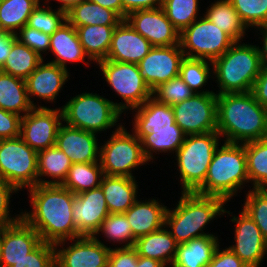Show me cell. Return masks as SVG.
Wrapping results in <instances>:
<instances>
[{
    "instance_id": "cell-26",
    "label": "cell",
    "mask_w": 267,
    "mask_h": 267,
    "mask_svg": "<svg viewBox=\"0 0 267 267\" xmlns=\"http://www.w3.org/2000/svg\"><path fill=\"white\" fill-rule=\"evenodd\" d=\"M100 187L109 213H125L137 200L138 184L135 178L104 174Z\"/></svg>"
},
{
    "instance_id": "cell-41",
    "label": "cell",
    "mask_w": 267,
    "mask_h": 267,
    "mask_svg": "<svg viewBox=\"0 0 267 267\" xmlns=\"http://www.w3.org/2000/svg\"><path fill=\"white\" fill-rule=\"evenodd\" d=\"M198 0H163L162 8L170 22L181 32L199 19Z\"/></svg>"
},
{
    "instance_id": "cell-28",
    "label": "cell",
    "mask_w": 267,
    "mask_h": 267,
    "mask_svg": "<svg viewBox=\"0 0 267 267\" xmlns=\"http://www.w3.org/2000/svg\"><path fill=\"white\" fill-rule=\"evenodd\" d=\"M218 236L205 235L178 244L172 267H206L219 245Z\"/></svg>"
},
{
    "instance_id": "cell-56",
    "label": "cell",
    "mask_w": 267,
    "mask_h": 267,
    "mask_svg": "<svg viewBox=\"0 0 267 267\" xmlns=\"http://www.w3.org/2000/svg\"><path fill=\"white\" fill-rule=\"evenodd\" d=\"M258 30L260 31V34L262 35V39H263V41H262L263 47L261 48V47L257 46L258 52L260 55L262 65H267V25L258 28L257 31Z\"/></svg>"
},
{
    "instance_id": "cell-39",
    "label": "cell",
    "mask_w": 267,
    "mask_h": 267,
    "mask_svg": "<svg viewBox=\"0 0 267 267\" xmlns=\"http://www.w3.org/2000/svg\"><path fill=\"white\" fill-rule=\"evenodd\" d=\"M210 65L212 66V61L208 62L206 59L184 57L180 64L179 76L194 93H215L207 89L198 90L213 77Z\"/></svg>"
},
{
    "instance_id": "cell-12",
    "label": "cell",
    "mask_w": 267,
    "mask_h": 267,
    "mask_svg": "<svg viewBox=\"0 0 267 267\" xmlns=\"http://www.w3.org/2000/svg\"><path fill=\"white\" fill-rule=\"evenodd\" d=\"M171 107L175 123L185 135L217 131L216 93H195L192 97Z\"/></svg>"
},
{
    "instance_id": "cell-51",
    "label": "cell",
    "mask_w": 267,
    "mask_h": 267,
    "mask_svg": "<svg viewBox=\"0 0 267 267\" xmlns=\"http://www.w3.org/2000/svg\"><path fill=\"white\" fill-rule=\"evenodd\" d=\"M206 267H248L228 247L222 251L219 246L216 248L211 262Z\"/></svg>"
},
{
    "instance_id": "cell-15",
    "label": "cell",
    "mask_w": 267,
    "mask_h": 267,
    "mask_svg": "<svg viewBox=\"0 0 267 267\" xmlns=\"http://www.w3.org/2000/svg\"><path fill=\"white\" fill-rule=\"evenodd\" d=\"M125 20L152 46L180 44V31L170 22L162 7L132 12Z\"/></svg>"
},
{
    "instance_id": "cell-16",
    "label": "cell",
    "mask_w": 267,
    "mask_h": 267,
    "mask_svg": "<svg viewBox=\"0 0 267 267\" xmlns=\"http://www.w3.org/2000/svg\"><path fill=\"white\" fill-rule=\"evenodd\" d=\"M69 247L55 248L56 267H107L111 247L97 236H80Z\"/></svg>"
},
{
    "instance_id": "cell-46",
    "label": "cell",
    "mask_w": 267,
    "mask_h": 267,
    "mask_svg": "<svg viewBox=\"0 0 267 267\" xmlns=\"http://www.w3.org/2000/svg\"><path fill=\"white\" fill-rule=\"evenodd\" d=\"M12 267H56L54 244L42 242L27 257L16 262Z\"/></svg>"
},
{
    "instance_id": "cell-29",
    "label": "cell",
    "mask_w": 267,
    "mask_h": 267,
    "mask_svg": "<svg viewBox=\"0 0 267 267\" xmlns=\"http://www.w3.org/2000/svg\"><path fill=\"white\" fill-rule=\"evenodd\" d=\"M66 19L75 28L87 25L117 26L122 21L113 10L87 0L66 9Z\"/></svg>"
},
{
    "instance_id": "cell-11",
    "label": "cell",
    "mask_w": 267,
    "mask_h": 267,
    "mask_svg": "<svg viewBox=\"0 0 267 267\" xmlns=\"http://www.w3.org/2000/svg\"><path fill=\"white\" fill-rule=\"evenodd\" d=\"M236 41L205 16L180 32V46L185 57L213 61Z\"/></svg>"
},
{
    "instance_id": "cell-31",
    "label": "cell",
    "mask_w": 267,
    "mask_h": 267,
    "mask_svg": "<svg viewBox=\"0 0 267 267\" xmlns=\"http://www.w3.org/2000/svg\"><path fill=\"white\" fill-rule=\"evenodd\" d=\"M72 163L56 145L37 152L38 184L62 185ZM47 176L53 180H45Z\"/></svg>"
},
{
    "instance_id": "cell-18",
    "label": "cell",
    "mask_w": 267,
    "mask_h": 267,
    "mask_svg": "<svg viewBox=\"0 0 267 267\" xmlns=\"http://www.w3.org/2000/svg\"><path fill=\"white\" fill-rule=\"evenodd\" d=\"M42 239L23 218L0 231L1 267H12L34 251Z\"/></svg>"
},
{
    "instance_id": "cell-35",
    "label": "cell",
    "mask_w": 267,
    "mask_h": 267,
    "mask_svg": "<svg viewBox=\"0 0 267 267\" xmlns=\"http://www.w3.org/2000/svg\"><path fill=\"white\" fill-rule=\"evenodd\" d=\"M185 136L176 123H174V129H152V133L141 140L146 159L153 161L154 152L176 153L183 144Z\"/></svg>"
},
{
    "instance_id": "cell-6",
    "label": "cell",
    "mask_w": 267,
    "mask_h": 267,
    "mask_svg": "<svg viewBox=\"0 0 267 267\" xmlns=\"http://www.w3.org/2000/svg\"><path fill=\"white\" fill-rule=\"evenodd\" d=\"M220 137L217 131L185 136L175 153L182 182L181 192H195L204 183Z\"/></svg>"
},
{
    "instance_id": "cell-50",
    "label": "cell",
    "mask_w": 267,
    "mask_h": 267,
    "mask_svg": "<svg viewBox=\"0 0 267 267\" xmlns=\"http://www.w3.org/2000/svg\"><path fill=\"white\" fill-rule=\"evenodd\" d=\"M21 116L0 108V139L20 137Z\"/></svg>"
},
{
    "instance_id": "cell-43",
    "label": "cell",
    "mask_w": 267,
    "mask_h": 267,
    "mask_svg": "<svg viewBox=\"0 0 267 267\" xmlns=\"http://www.w3.org/2000/svg\"><path fill=\"white\" fill-rule=\"evenodd\" d=\"M247 28L267 25V0H230Z\"/></svg>"
},
{
    "instance_id": "cell-42",
    "label": "cell",
    "mask_w": 267,
    "mask_h": 267,
    "mask_svg": "<svg viewBox=\"0 0 267 267\" xmlns=\"http://www.w3.org/2000/svg\"><path fill=\"white\" fill-rule=\"evenodd\" d=\"M45 2L43 7L41 3L33 10L29 16L27 26L39 30L43 33L52 35L64 22L66 19V10L62 8H57V10H52L49 5L45 7Z\"/></svg>"
},
{
    "instance_id": "cell-57",
    "label": "cell",
    "mask_w": 267,
    "mask_h": 267,
    "mask_svg": "<svg viewBox=\"0 0 267 267\" xmlns=\"http://www.w3.org/2000/svg\"><path fill=\"white\" fill-rule=\"evenodd\" d=\"M134 267H165V266L157 260L138 256V261L137 263H134Z\"/></svg>"
},
{
    "instance_id": "cell-4",
    "label": "cell",
    "mask_w": 267,
    "mask_h": 267,
    "mask_svg": "<svg viewBox=\"0 0 267 267\" xmlns=\"http://www.w3.org/2000/svg\"><path fill=\"white\" fill-rule=\"evenodd\" d=\"M246 182L249 183L245 144L224 142L216 148L205 181L195 193L228 202Z\"/></svg>"
},
{
    "instance_id": "cell-33",
    "label": "cell",
    "mask_w": 267,
    "mask_h": 267,
    "mask_svg": "<svg viewBox=\"0 0 267 267\" xmlns=\"http://www.w3.org/2000/svg\"><path fill=\"white\" fill-rule=\"evenodd\" d=\"M42 61V57L28 46L22 44L16 38V35L12 34L11 50L0 70L14 77L26 80Z\"/></svg>"
},
{
    "instance_id": "cell-13",
    "label": "cell",
    "mask_w": 267,
    "mask_h": 267,
    "mask_svg": "<svg viewBox=\"0 0 267 267\" xmlns=\"http://www.w3.org/2000/svg\"><path fill=\"white\" fill-rule=\"evenodd\" d=\"M63 123L62 109L34 107L21 117L20 138L36 152L56 145L57 133Z\"/></svg>"
},
{
    "instance_id": "cell-49",
    "label": "cell",
    "mask_w": 267,
    "mask_h": 267,
    "mask_svg": "<svg viewBox=\"0 0 267 267\" xmlns=\"http://www.w3.org/2000/svg\"><path fill=\"white\" fill-rule=\"evenodd\" d=\"M138 261V254L133 246L111 248L107 267H134Z\"/></svg>"
},
{
    "instance_id": "cell-27",
    "label": "cell",
    "mask_w": 267,
    "mask_h": 267,
    "mask_svg": "<svg viewBox=\"0 0 267 267\" xmlns=\"http://www.w3.org/2000/svg\"><path fill=\"white\" fill-rule=\"evenodd\" d=\"M133 247L138 256L157 260L166 267L168 264L172 265L178 243L164 226L155 232L138 237Z\"/></svg>"
},
{
    "instance_id": "cell-8",
    "label": "cell",
    "mask_w": 267,
    "mask_h": 267,
    "mask_svg": "<svg viewBox=\"0 0 267 267\" xmlns=\"http://www.w3.org/2000/svg\"><path fill=\"white\" fill-rule=\"evenodd\" d=\"M115 129L110 139L100 146V166L105 175L135 178L132 169L148 162L141 140L121 124Z\"/></svg>"
},
{
    "instance_id": "cell-17",
    "label": "cell",
    "mask_w": 267,
    "mask_h": 267,
    "mask_svg": "<svg viewBox=\"0 0 267 267\" xmlns=\"http://www.w3.org/2000/svg\"><path fill=\"white\" fill-rule=\"evenodd\" d=\"M236 223L234 230L235 244L228 248L234 252L248 267H259L267 254V240L259 227L243 210L239 216H232Z\"/></svg>"
},
{
    "instance_id": "cell-59",
    "label": "cell",
    "mask_w": 267,
    "mask_h": 267,
    "mask_svg": "<svg viewBox=\"0 0 267 267\" xmlns=\"http://www.w3.org/2000/svg\"><path fill=\"white\" fill-rule=\"evenodd\" d=\"M0 267H1V248H0Z\"/></svg>"
},
{
    "instance_id": "cell-1",
    "label": "cell",
    "mask_w": 267,
    "mask_h": 267,
    "mask_svg": "<svg viewBox=\"0 0 267 267\" xmlns=\"http://www.w3.org/2000/svg\"><path fill=\"white\" fill-rule=\"evenodd\" d=\"M29 193L32 210L23 211L22 218L39 233L42 242L59 248L78 237L72 216L74 193L62 185L42 184L29 188Z\"/></svg>"
},
{
    "instance_id": "cell-19",
    "label": "cell",
    "mask_w": 267,
    "mask_h": 267,
    "mask_svg": "<svg viewBox=\"0 0 267 267\" xmlns=\"http://www.w3.org/2000/svg\"><path fill=\"white\" fill-rule=\"evenodd\" d=\"M72 216L80 236H94L109 215L101 187L75 195Z\"/></svg>"
},
{
    "instance_id": "cell-34",
    "label": "cell",
    "mask_w": 267,
    "mask_h": 267,
    "mask_svg": "<svg viewBox=\"0 0 267 267\" xmlns=\"http://www.w3.org/2000/svg\"><path fill=\"white\" fill-rule=\"evenodd\" d=\"M209 7L204 16L229 34L235 41H241L248 28L236 12L231 1L218 0Z\"/></svg>"
},
{
    "instance_id": "cell-30",
    "label": "cell",
    "mask_w": 267,
    "mask_h": 267,
    "mask_svg": "<svg viewBox=\"0 0 267 267\" xmlns=\"http://www.w3.org/2000/svg\"><path fill=\"white\" fill-rule=\"evenodd\" d=\"M0 108L21 117L34 108L27 95L26 81L2 72L1 70Z\"/></svg>"
},
{
    "instance_id": "cell-7",
    "label": "cell",
    "mask_w": 267,
    "mask_h": 267,
    "mask_svg": "<svg viewBox=\"0 0 267 267\" xmlns=\"http://www.w3.org/2000/svg\"><path fill=\"white\" fill-rule=\"evenodd\" d=\"M61 109L66 125L95 134L116 126L122 114L117 102L89 92L73 96Z\"/></svg>"
},
{
    "instance_id": "cell-14",
    "label": "cell",
    "mask_w": 267,
    "mask_h": 267,
    "mask_svg": "<svg viewBox=\"0 0 267 267\" xmlns=\"http://www.w3.org/2000/svg\"><path fill=\"white\" fill-rule=\"evenodd\" d=\"M184 57L180 44L153 46L138 63L140 75L153 91L162 83L179 75L180 64Z\"/></svg>"
},
{
    "instance_id": "cell-21",
    "label": "cell",
    "mask_w": 267,
    "mask_h": 267,
    "mask_svg": "<svg viewBox=\"0 0 267 267\" xmlns=\"http://www.w3.org/2000/svg\"><path fill=\"white\" fill-rule=\"evenodd\" d=\"M152 47L126 20H122L115 27L106 59L138 64Z\"/></svg>"
},
{
    "instance_id": "cell-25",
    "label": "cell",
    "mask_w": 267,
    "mask_h": 267,
    "mask_svg": "<svg viewBox=\"0 0 267 267\" xmlns=\"http://www.w3.org/2000/svg\"><path fill=\"white\" fill-rule=\"evenodd\" d=\"M49 51L53 53L55 59L50 63L66 68V63L92 61L82 47L76 28L68 21L64 22L52 35H50Z\"/></svg>"
},
{
    "instance_id": "cell-40",
    "label": "cell",
    "mask_w": 267,
    "mask_h": 267,
    "mask_svg": "<svg viewBox=\"0 0 267 267\" xmlns=\"http://www.w3.org/2000/svg\"><path fill=\"white\" fill-rule=\"evenodd\" d=\"M100 232L104 234L109 241L125 243V245L121 247L134 246L136 240L132 234L130 223L124 213H109L94 236H99Z\"/></svg>"
},
{
    "instance_id": "cell-48",
    "label": "cell",
    "mask_w": 267,
    "mask_h": 267,
    "mask_svg": "<svg viewBox=\"0 0 267 267\" xmlns=\"http://www.w3.org/2000/svg\"><path fill=\"white\" fill-rule=\"evenodd\" d=\"M18 190L11 184L0 179V224L2 226L10 225L18 222L22 218V214L10 217V199L12 193Z\"/></svg>"
},
{
    "instance_id": "cell-24",
    "label": "cell",
    "mask_w": 267,
    "mask_h": 267,
    "mask_svg": "<svg viewBox=\"0 0 267 267\" xmlns=\"http://www.w3.org/2000/svg\"><path fill=\"white\" fill-rule=\"evenodd\" d=\"M167 208L156 199L138 201L124 213L130 223L133 236L137 239L165 226Z\"/></svg>"
},
{
    "instance_id": "cell-36",
    "label": "cell",
    "mask_w": 267,
    "mask_h": 267,
    "mask_svg": "<svg viewBox=\"0 0 267 267\" xmlns=\"http://www.w3.org/2000/svg\"><path fill=\"white\" fill-rule=\"evenodd\" d=\"M38 0H4L0 3V31L16 34L27 25Z\"/></svg>"
},
{
    "instance_id": "cell-2",
    "label": "cell",
    "mask_w": 267,
    "mask_h": 267,
    "mask_svg": "<svg viewBox=\"0 0 267 267\" xmlns=\"http://www.w3.org/2000/svg\"><path fill=\"white\" fill-rule=\"evenodd\" d=\"M217 132L225 142L245 144L267 138V109L252 92L217 95Z\"/></svg>"
},
{
    "instance_id": "cell-53",
    "label": "cell",
    "mask_w": 267,
    "mask_h": 267,
    "mask_svg": "<svg viewBox=\"0 0 267 267\" xmlns=\"http://www.w3.org/2000/svg\"><path fill=\"white\" fill-rule=\"evenodd\" d=\"M251 92L255 99L267 109V65H262Z\"/></svg>"
},
{
    "instance_id": "cell-45",
    "label": "cell",
    "mask_w": 267,
    "mask_h": 267,
    "mask_svg": "<svg viewBox=\"0 0 267 267\" xmlns=\"http://www.w3.org/2000/svg\"><path fill=\"white\" fill-rule=\"evenodd\" d=\"M194 91L178 75L162 83L152 91V97L157 101L173 106L192 97Z\"/></svg>"
},
{
    "instance_id": "cell-20",
    "label": "cell",
    "mask_w": 267,
    "mask_h": 267,
    "mask_svg": "<svg viewBox=\"0 0 267 267\" xmlns=\"http://www.w3.org/2000/svg\"><path fill=\"white\" fill-rule=\"evenodd\" d=\"M63 124L58 129L56 146L69 157L71 163L99 162L97 135Z\"/></svg>"
},
{
    "instance_id": "cell-38",
    "label": "cell",
    "mask_w": 267,
    "mask_h": 267,
    "mask_svg": "<svg viewBox=\"0 0 267 267\" xmlns=\"http://www.w3.org/2000/svg\"><path fill=\"white\" fill-rule=\"evenodd\" d=\"M245 152L253 189H267V138L245 143Z\"/></svg>"
},
{
    "instance_id": "cell-22",
    "label": "cell",
    "mask_w": 267,
    "mask_h": 267,
    "mask_svg": "<svg viewBox=\"0 0 267 267\" xmlns=\"http://www.w3.org/2000/svg\"><path fill=\"white\" fill-rule=\"evenodd\" d=\"M43 62L44 60L25 80L27 95L33 107H37V104L31 99L35 96L41 98V100L44 99L48 103L55 102L54 100L65 85V82L68 81L70 75L66 68L50 62Z\"/></svg>"
},
{
    "instance_id": "cell-58",
    "label": "cell",
    "mask_w": 267,
    "mask_h": 267,
    "mask_svg": "<svg viewBox=\"0 0 267 267\" xmlns=\"http://www.w3.org/2000/svg\"><path fill=\"white\" fill-rule=\"evenodd\" d=\"M58 1L61 5H60V8L62 9H68L71 5L75 4V3H78L80 1H83V0H56ZM46 3L49 2V0H46L45 1Z\"/></svg>"
},
{
    "instance_id": "cell-55",
    "label": "cell",
    "mask_w": 267,
    "mask_h": 267,
    "mask_svg": "<svg viewBox=\"0 0 267 267\" xmlns=\"http://www.w3.org/2000/svg\"><path fill=\"white\" fill-rule=\"evenodd\" d=\"M92 3L113 10L122 19V5L121 0H87Z\"/></svg>"
},
{
    "instance_id": "cell-10",
    "label": "cell",
    "mask_w": 267,
    "mask_h": 267,
    "mask_svg": "<svg viewBox=\"0 0 267 267\" xmlns=\"http://www.w3.org/2000/svg\"><path fill=\"white\" fill-rule=\"evenodd\" d=\"M112 90L124 100L118 103L123 113L142 105L152 97V90L140 75L138 64L103 59L97 62Z\"/></svg>"
},
{
    "instance_id": "cell-54",
    "label": "cell",
    "mask_w": 267,
    "mask_h": 267,
    "mask_svg": "<svg viewBox=\"0 0 267 267\" xmlns=\"http://www.w3.org/2000/svg\"><path fill=\"white\" fill-rule=\"evenodd\" d=\"M12 46V33L0 31V68L4 65Z\"/></svg>"
},
{
    "instance_id": "cell-47",
    "label": "cell",
    "mask_w": 267,
    "mask_h": 267,
    "mask_svg": "<svg viewBox=\"0 0 267 267\" xmlns=\"http://www.w3.org/2000/svg\"><path fill=\"white\" fill-rule=\"evenodd\" d=\"M16 38L24 45L35 51L40 57L45 51L49 52L50 35L25 25L16 34Z\"/></svg>"
},
{
    "instance_id": "cell-23",
    "label": "cell",
    "mask_w": 267,
    "mask_h": 267,
    "mask_svg": "<svg viewBox=\"0 0 267 267\" xmlns=\"http://www.w3.org/2000/svg\"><path fill=\"white\" fill-rule=\"evenodd\" d=\"M133 110V133L142 140L152 133V129H174V112L170 105L161 103L150 97L142 105Z\"/></svg>"
},
{
    "instance_id": "cell-44",
    "label": "cell",
    "mask_w": 267,
    "mask_h": 267,
    "mask_svg": "<svg viewBox=\"0 0 267 267\" xmlns=\"http://www.w3.org/2000/svg\"><path fill=\"white\" fill-rule=\"evenodd\" d=\"M242 208L256 223L267 240V189H250Z\"/></svg>"
},
{
    "instance_id": "cell-5",
    "label": "cell",
    "mask_w": 267,
    "mask_h": 267,
    "mask_svg": "<svg viewBox=\"0 0 267 267\" xmlns=\"http://www.w3.org/2000/svg\"><path fill=\"white\" fill-rule=\"evenodd\" d=\"M262 62L256 45L236 41L221 57L212 61V71L219 85L218 93L252 91Z\"/></svg>"
},
{
    "instance_id": "cell-37",
    "label": "cell",
    "mask_w": 267,
    "mask_h": 267,
    "mask_svg": "<svg viewBox=\"0 0 267 267\" xmlns=\"http://www.w3.org/2000/svg\"><path fill=\"white\" fill-rule=\"evenodd\" d=\"M103 175L99 162L74 163L62 186L76 195L100 187Z\"/></svg>"
},
{
    "instance_id": "cell-9",
    "label": "cell",
    "mask_w": 267,
    "mask_h": 267,
    "mask_svg": "<svg viewBox=\"0 0 267 267\" xmlns=\"http://www.w3.org/2000/svg\"><path fill=\"white\" fill-rule=\"evenodd\" d=\"M0 179L18 191L38 185L37 152L20 137L0 139Z\"/></svg>"
},
{
    "instance_id": "cell-52",
    "label": "cell",
    "mask_w": 267,
    "mask_h": 267,
    "mask_svg": "<svg viewBox=\"0 0 267 267\" xmlns=\"http://www.w3.org/2000/svg\"><path fill=\"white\" fill-rule=\"evenodd\" d=\"M121 5L122 20H125L132 12L162 7L163 0H121Z\"/></svg>"
},
{
    "instance_id": "cell-3",
    "label": "cell",
    "mask_w": 267,
    "mask_h": 267,
    "mask_svg": "<svg viewBox=\"0 0 267 267\" xmlns=\"http://www.w3.org/2000/svg\"><path fill=\"white\" fill-rule=\"evenodd\" d=\"M175 209H168L165 215V227L178 244L205 235L203 230L216 217L224 213L231 214L224 208L226 201L219 197L200 195L195 192H181Z\"/></svg>"
},
{
    "instance_id": "cell-32",
    "label": "cell",
    "mask_w": 267,
    "mask_h": 267,
    "mask_svg": "<svg viewBox=\"0 0 267 267\" xmlns=\"http://www.w3.org/2000/svg\"><path fill=\"white\" fill-rule=\"evenodd\" d=\"M116 26L87 25L77 27L76 31L82 47L94 62L106 59Z\"/></svg>"
}]
</instances>
